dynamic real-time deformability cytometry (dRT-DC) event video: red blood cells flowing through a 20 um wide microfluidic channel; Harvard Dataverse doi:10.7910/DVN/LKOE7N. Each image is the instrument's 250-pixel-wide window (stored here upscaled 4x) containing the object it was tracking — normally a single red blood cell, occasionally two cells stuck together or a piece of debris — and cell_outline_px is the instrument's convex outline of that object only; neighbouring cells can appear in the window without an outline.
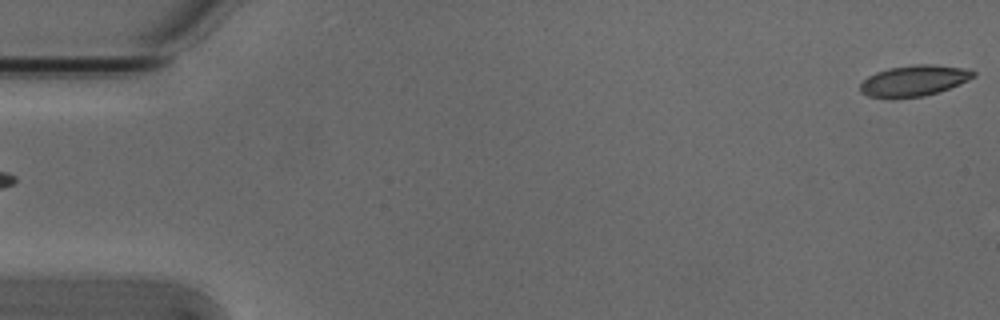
{"species": "Egyptian fruit bat (a non-hibernating species)", "species_latin": "Rousettus aegyptiacus", "temperature_condition": "cold", "stored_images_in_passage": 5, "segment_of_instrument_passage": [2, 2], "camera_frame_rate_fps": 3000, "um_per_image_px": 0.085, "animal": {"sex": "male"}, "frame": {"image": 1, "passage_image": 5, "time_ms": 1.333, "image_size_px": [1000, 320], "cell_outline_px": [[976, 76], [960, 84], [924, 96], [868, 96], [860, 92], [860, 84], [868, 76], [876, 72], [888, 68], [916, 64], [932, 64], [960, 68], [976, 72]], "centroid_in_image_um": [77.69, 6.83], "position_along_channel_um": 7.3, "area_um2": 19.77}}